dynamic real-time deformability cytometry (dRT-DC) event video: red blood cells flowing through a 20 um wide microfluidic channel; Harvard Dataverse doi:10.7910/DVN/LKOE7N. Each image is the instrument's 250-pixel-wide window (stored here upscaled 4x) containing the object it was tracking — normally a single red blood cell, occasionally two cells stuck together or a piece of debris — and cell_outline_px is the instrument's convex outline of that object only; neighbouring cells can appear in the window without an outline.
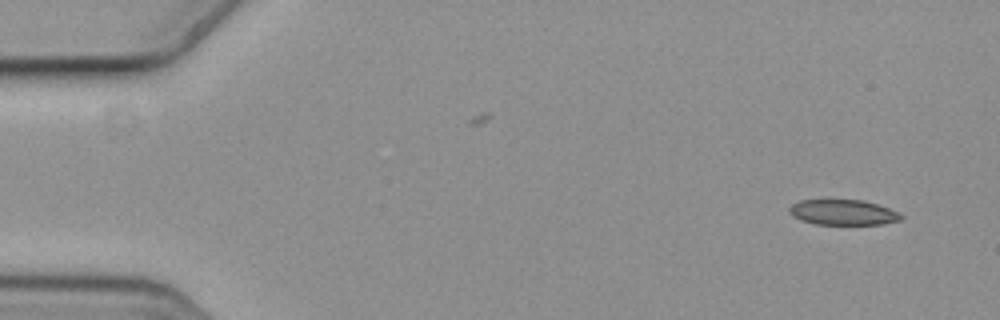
{"species": "common noctule bat (a hibernating species)", "species_latin": "Nyctalus noctula", "temperature_condition": "cold", "stored_images_in_passage": 9, "camera_frame_rate_fps": 3000, "um_per_image_px": 0.085, "animal": {"sex": "female", "body_mass_g": 19.3, "forearm_length_mm": 54.1}, "frame": {"image": 1, "passage_image": 1, "time_ms": 0.0, "image_size_px": [1000, 320], "cell_outline_px": [[904, 216], [900, 220], [884, 224], [816, 224], [800, 220], [792, 216], [788, 212], [788, 208], [792, 204], [800, 200], [864, 200], [900, 212]], "centroid_in_image_um": [71.65, 18.05], "position_along_channel_um": 13.3, "area_um2": 16.59}}
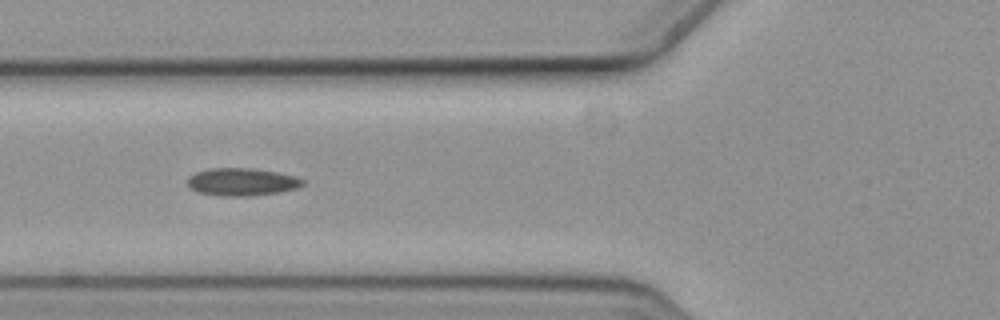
{"frame": {"image": 2, "passage_image": 6, "time_ms": 1.667, "image_size_px": [1000, 320], "cell_outline_px": [[304, 184], [296, 188], [280, 192], [252, 196], [220, 196], [196, 192], [188, 188], [188, 176], [196, 172], [212, 168], [252, 168], [276, 172], [296, 176], [304, 180]], "centroid_in_image_um": [20.53, 15.47], "position_along_channel_um": 105.3, "area_um2": 18.73}}
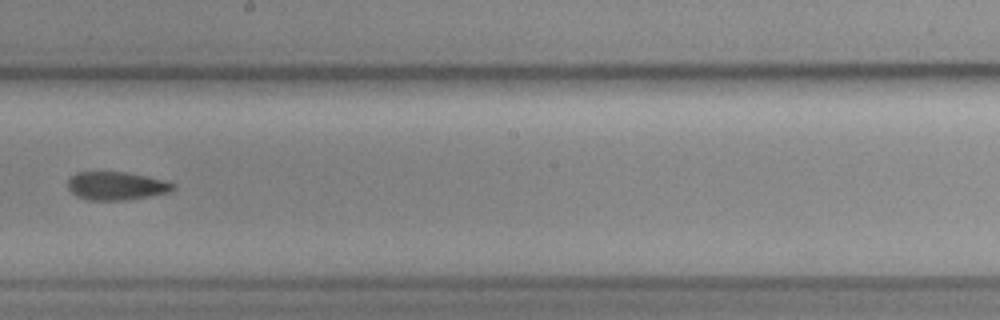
{"frame": {"image": 3, "passage_image": 9, "time_ms": 2.667, "image_size_px": [1000, 320], "cell_outline_px": [[176, 188], [168, 192], [148, 196], [124, 200], [88, 200], [76, 196], [68, 188], [68, 180], [76, 172], [124, 172], [164, 180], [176, 184]], "centroid_in_image_um": [9.87, 15.8], "position_along_channel_um": 238.3, "area_um2": 17.17}}